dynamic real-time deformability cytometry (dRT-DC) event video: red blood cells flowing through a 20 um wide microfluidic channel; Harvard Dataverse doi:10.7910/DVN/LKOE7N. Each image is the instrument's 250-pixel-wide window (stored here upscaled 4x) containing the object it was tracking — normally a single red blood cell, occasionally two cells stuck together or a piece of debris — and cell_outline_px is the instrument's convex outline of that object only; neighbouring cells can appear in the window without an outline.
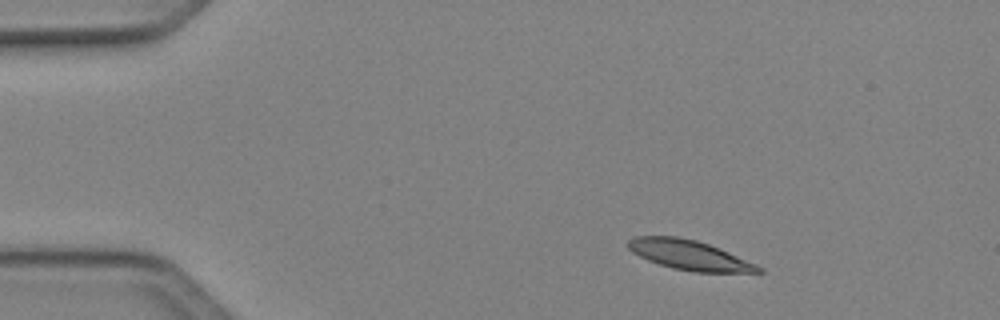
{"species": "Egyptian fruit bat (a non-hibernating species)", "species_latin": "Rousettus aegyptiacus", "temperature_condition": "cold", "stored_images_in_passage": 43, "camera_frame_rate_fps": 3000, "um_per_image_px": 0.085, "animal": {"sex": "female"}, "frame": {"image": 1, "passage_image": 1, "time_ms": 0.0, "image_size_px": [1000, 320], "cell_outline_px": [[764, 272], [692, 272], [672, 268], [648, 260], [632, 252], [628, 248], [628, 240], [632, 236], [676, 236], [696, 240], [708, 244], [728, 252], [756, 264], [764, 268]], "centroid_in_image_um": [58.57, 21.68], "position_along_channel_um": 26.4, "area_um2": 22.43}}
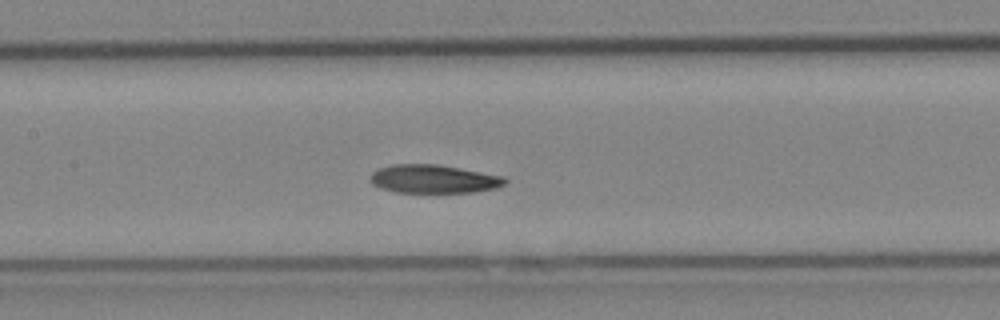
{"frame": {"image": 2, "passage_image": 17, "time_ms": 5.333, "image_size_px": [1000, 320], "cell_outline_px": [[508, 180], [504, 184], [496, 188], [472, 192], [396, 192], [380, 188], [372, 184], [368, 180], [372, 172], [380, 168], [392, 164], [436, 164], [504, 176]], "centroid_in_image_um": [36.83, 15.21], "position_along_channel_um": 170.6, "area_um2": 22.25}}
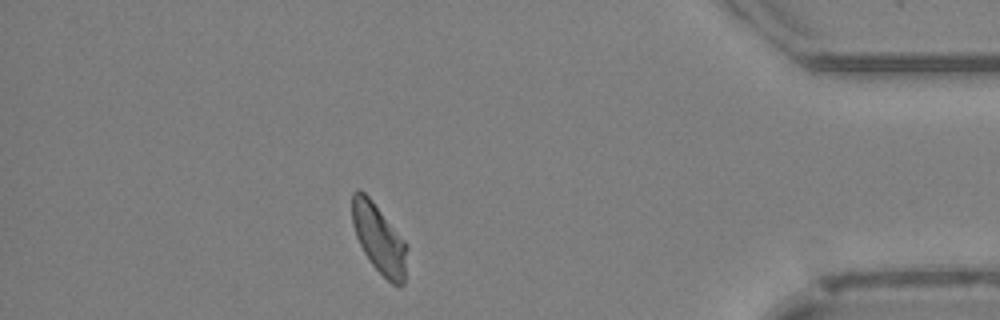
{"frame": {"image": 3, "passage_image": 37, "time_ms": 12.0, "image_size_px": [1000, 320], "cell_outline_px": [[408, 248], [404, 284], [392, 284], [372, 264], [364, 252], [356, 236], [352, 224], [352, 192], [356, 188], [360, 188], [372, 200], [408, 244]], "centroid_in_image_um": [32.22, 20.26], "position_along_channel_um": 403.0, "area_um2": 22.08}, "authors_computed_cell_mechanics": {"area_um2": 22.6576, "velocity_mm_per_s": 4.0811, "shape_relaxation_time_tau1_ms": 5.7657, "shape_relaxation_time_tau2_ms": 4.1401, "deformation_change_tau1": 0.1488, "deformation_change_tau2": 0.0991}}